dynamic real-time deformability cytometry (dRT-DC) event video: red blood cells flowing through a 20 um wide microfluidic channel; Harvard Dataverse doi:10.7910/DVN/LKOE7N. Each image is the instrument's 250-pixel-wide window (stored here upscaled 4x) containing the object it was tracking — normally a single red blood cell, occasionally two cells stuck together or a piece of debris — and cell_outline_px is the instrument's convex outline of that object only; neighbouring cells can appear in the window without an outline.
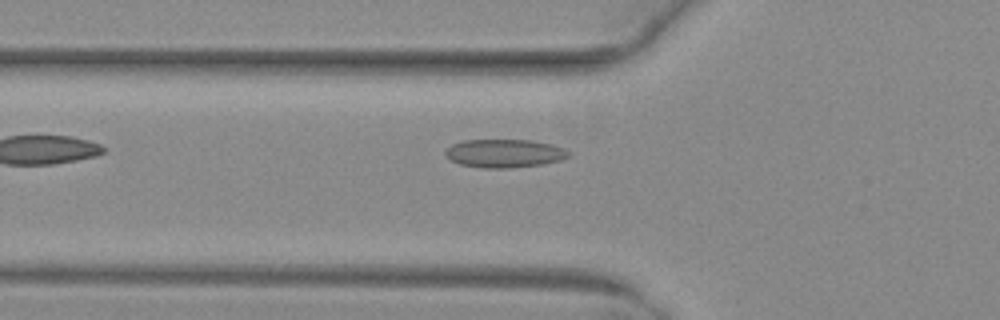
{"species": "common noctule bat (a hibernating species)", "species_latin": "Nyctalus noctula", "temperature_condition": "warm", "stored_images_in_passage": 37, "camera_frame_rate_fps": 3000, "um_per_image_px": 0.085, "animal": {"sex": "female", "body_mass_g": 29.2, "forearm_length_mm": 56.3}, "frame": {"image": 1, "passage_image": 4, "time_ms": 1.0, "image_size_px": [1000, 320], "cell_outline_px": [[572, 156], [560, 160], [540, 164], [508, 168], [480, 168], [460, 164], [444, 156], [444, 152], [452, 144], [464, 140], [532, 140], [552, 144], [564, 148], [572, 152]], "centroid_in_image_um": [42.9, 13.03], "position_along_channel_um": 82.9, "area_um2": 20.46}}
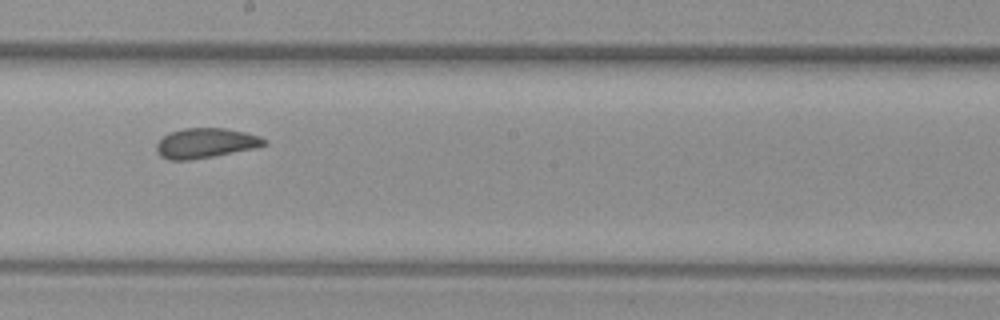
{"frame": {"image": 2, "passage_image": 15, "time_ms": 4.667, "image_size_px": [1000, 320], "cell_outline_px": [[268, 144], [256, 148], [212, 156], [188, 160], [168, 160], [160, 156], [156, 152], [156, 144], [168, 132], [184, 128], [224, 128], [244, 132], [260, 136], [268, 140]], "centroid_in_image_um": [17.47, 12.16], "position_along_channel_um": 230.7, "area_um2": 18.84}}
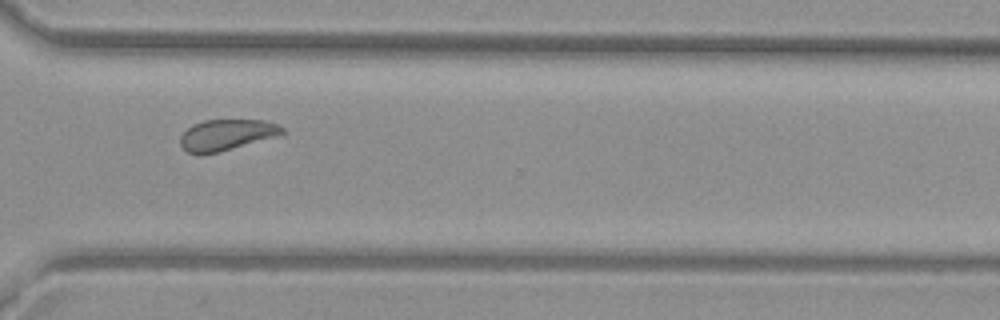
{"frame": {"image": 3, "passage_image": 24, "time_ms": 7.667, "image_size_px": [1000, 320], "cell_outline_px": [[284, 132], [276, 136], [220, 152], [200, 156], [188, 152], [180, 144], [180, 136], [192, 124], [204, 120], [264, 120], [276, 124], [284, 128]], "centroid_in_image_um": [19.21, 11.48], "position_along_channel_um": 351.4, "area_um2": 18.44}, "authors_computed_cell_mechanics": {"area_um2": 19.2474, "velocity_mm_per_s": 4.0236, "shape_relaxation_time_tau1_ms": 6.6468, "shape_relaxation_time_tau2_ms": 1.0125, "deformation_change_tau1": 0.1553, "deformation_change_tau2": 0.0653}}